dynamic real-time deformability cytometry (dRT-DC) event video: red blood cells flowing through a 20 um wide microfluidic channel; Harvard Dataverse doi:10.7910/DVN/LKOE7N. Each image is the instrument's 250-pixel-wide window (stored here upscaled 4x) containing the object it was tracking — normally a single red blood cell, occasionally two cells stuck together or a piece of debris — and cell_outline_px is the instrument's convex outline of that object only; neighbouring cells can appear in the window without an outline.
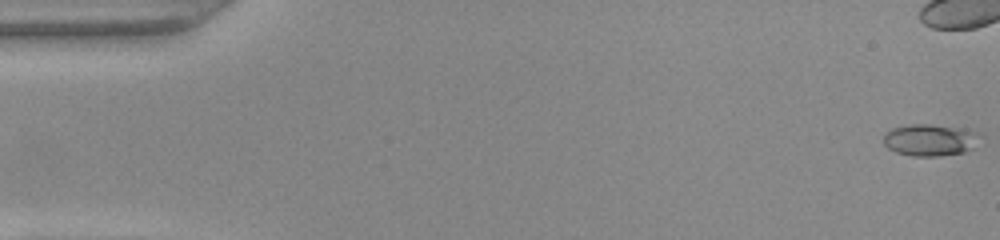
{"species": "common noctule bat (a hibernating species)", "species_latin": "Nyctalus noctula", "temperature_condition": "warm", "stored_images_in_passage": 41, "camera_frame_rate_fps": 3000, "um_per_image_px": 0.085, "animal": {"sex": "female", "body_mass_g": 22.0, "forearm_length_mm": 56.7}, "frame": {"image": 1, "passage_image": 1, "time_ms": 0.0, "image_size_px": [1000, 240], "cell_outline_px": [[972, 148], [964, 152], [936, 156], [912, 156], [896, 152], [888, 148], [884, 144], [884, 136], [892, 128], [908, 124], [932, 124], [964, 132]], "centroid_in_image_um": [78.73, 11.93], "position_along_channel_um": 6.3, "area_um2": 16.18}}